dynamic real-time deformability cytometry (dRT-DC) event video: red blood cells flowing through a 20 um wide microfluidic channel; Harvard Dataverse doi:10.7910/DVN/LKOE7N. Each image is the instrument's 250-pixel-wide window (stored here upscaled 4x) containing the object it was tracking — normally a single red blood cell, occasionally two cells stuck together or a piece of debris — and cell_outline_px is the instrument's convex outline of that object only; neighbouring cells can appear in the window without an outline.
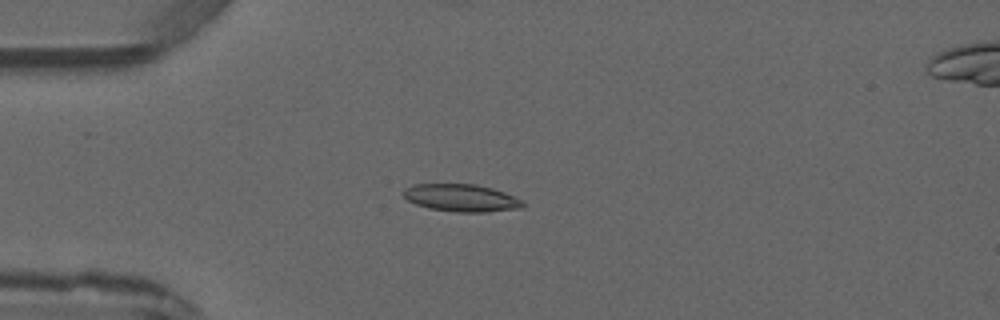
{"species": "common noctule bat (a hibernating species)", "species_latin": "Nyctalus noctula", "temperature_condition": "warm", "stored_images_in_passage": 3, "camera_frame_rate_fps": 3000, "um_per_image_px": 0.085, "animal": {"sex": "male", "forearm_length_mm": 52.5}, "frame": {"image": 1, "passage_image": 3, "time_ms": 3.333, "image_size_px": [1000, 320], "cell_outline_px": [[524, 208], [488, 212], [456, 212], [428, 208], [416, 204], [408, 200], [400, 192], [404, 188], [412, 184], [476, 184], [492, 188], [504, 192], [524, 200]], "centroid_in_image_um": [39.22, 16.82], "position_along_channel_um": 45.8, "area_um2": 19.36}}